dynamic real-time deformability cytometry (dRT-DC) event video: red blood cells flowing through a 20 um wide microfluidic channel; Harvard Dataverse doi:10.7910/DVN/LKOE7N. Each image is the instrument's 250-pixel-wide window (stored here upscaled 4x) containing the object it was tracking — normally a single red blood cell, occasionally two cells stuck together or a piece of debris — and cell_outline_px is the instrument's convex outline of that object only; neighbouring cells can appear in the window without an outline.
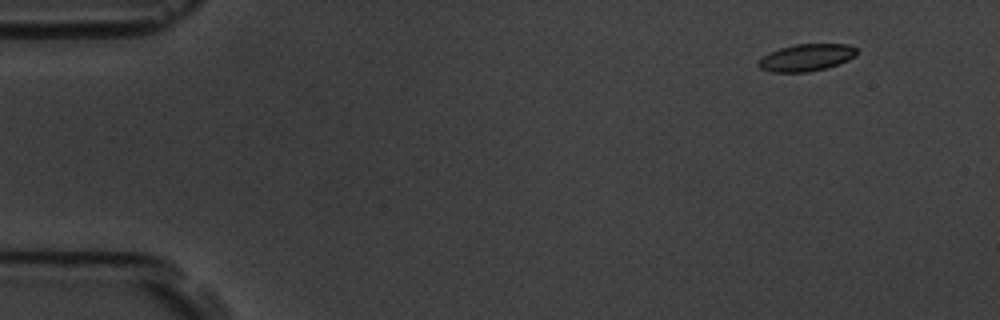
{"species": "common noctule bat (a hibernating species)", "species_latin": "Nyctalus noctula", "temperature_condition": "room temperature", "stored_images_in_passage": 4, "camera_frame_rate_fps": 3000, "um_per_image_px": 0.085, "animal": {"sex": "male", "body_mass_g": 19.5, "forearm_length_mm": 54.6}, "frame": {"image": 1, "passage_image": 1, "time_ms": 0.0, "image_size_px": [1000, 320], "cell_outline_px": [[856, 56], [848, 60], [828, 68], [808, 72], [772, 72], [760, 68], [756, 64], [768, 52], [780, 48], [796, 44], [848, 44], [856, 48]], "centroid_in_image_um": [68.54, 4.89], "position_along_channel_um": 16.5, "area_um2": 15.55}}